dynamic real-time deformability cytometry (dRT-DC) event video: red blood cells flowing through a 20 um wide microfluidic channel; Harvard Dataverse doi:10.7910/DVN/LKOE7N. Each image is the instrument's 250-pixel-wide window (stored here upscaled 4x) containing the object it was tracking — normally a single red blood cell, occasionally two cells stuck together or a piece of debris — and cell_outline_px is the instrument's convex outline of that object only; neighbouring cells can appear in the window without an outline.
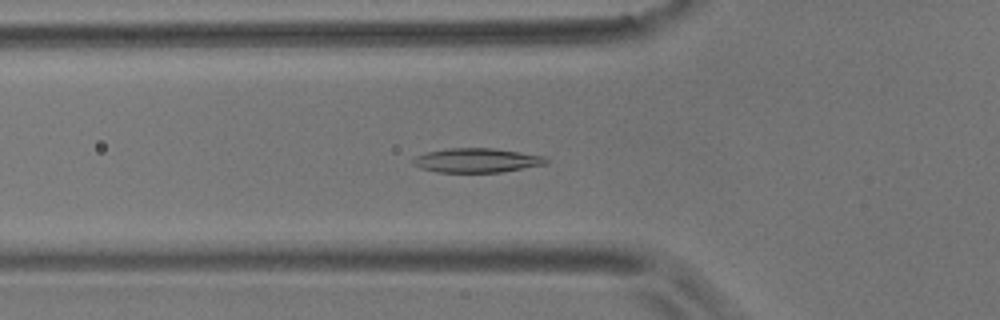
{"species": "common noctule bat (a hibernating species)", "species_latin": "Nyctalus noctula", "temperature_condition": "room temperature", "stored_images_in_passage": 55, "camera_frame_rate_fps": 3000, "um_per_image_px": 0.085, "animal": {"sex": "male", "body_mass_g": 17.9}, "frame": {"image": 1, "passage_image": 18, "time_ms": 5.667, "image_size_px": [1000, 320], "cell_outline_px": [[548, 164], [500, 172], [436, 172], [420, 168], [412, 164], [412, 160], [416, 156], [424, 152], [448, 148], [492, 148], [520, 152], [544, 156], [548, 160]], "centroid_in_image_um": [40.5, 13.63], "position_along_channel_um": 85.3, "area_um2": 18.9}}
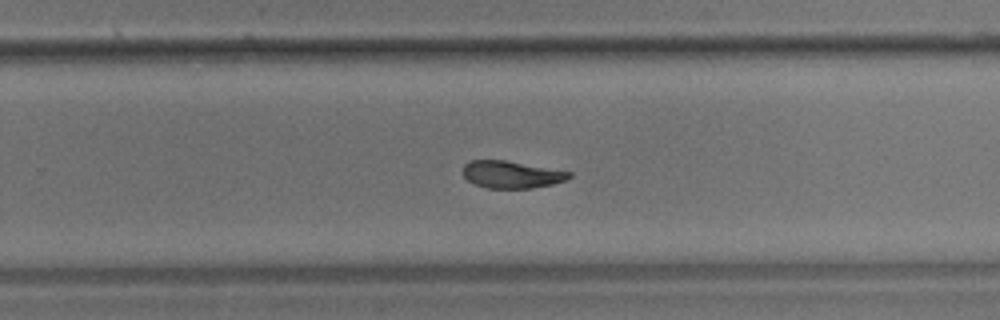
{"frame": {"image": 2, "passage_image": 35, "time_ms": 11.333, "image_size_px": [1000, 320], "cell_outline_px": [[572, 176], [568, 180], [552, 184], [532, 188], [488, 188], [476, 184], [468, 180], [464, 176], [464, 164], [468, 160], [504, 160], [572, 172]], "centroid_in_image_um": [43.5, 14.83], "position_along_channel_um": 286.3, "area_um2": 16.76}}
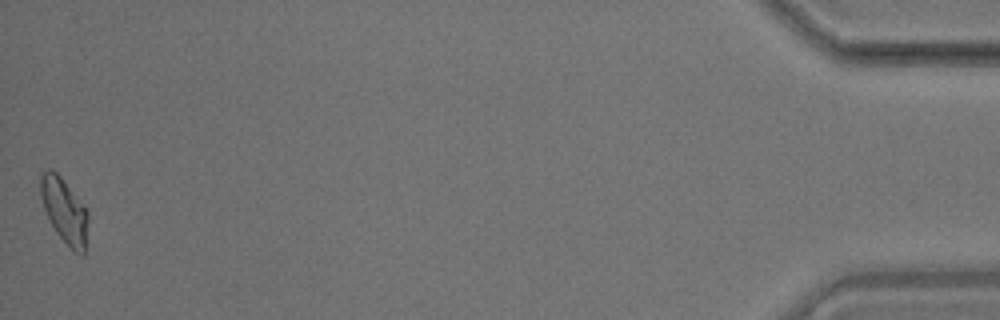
{"frame": {"image": 3, "passage_image": 55, "time_ms": 18.0, "image_size_px": [1000, 320], "cell_outline_px": [[88, 220], [84, 256], [80, 256], [56, 232], [48, 220], [40, 196], [40, 176], [48, 168], [52, 168], [60, 176], [84, 204], [88, 212]], "centroid_in_image_um": [5.47, 17.88], "position_along_channel_um": 429.7, "area_um2": 17.98}, "authors_computed_cell_mechanics": {"area_um2": 18.2648, "velocity_mm_per_s": 3.5559, "shape_relaxation_time_tau1_ms": 8.2703, "shape_relaxation_time_tau2_ms": 4.6115, "deformation_change_tau1": 0.1928, "deformation_change_tau2": 0.0961}}